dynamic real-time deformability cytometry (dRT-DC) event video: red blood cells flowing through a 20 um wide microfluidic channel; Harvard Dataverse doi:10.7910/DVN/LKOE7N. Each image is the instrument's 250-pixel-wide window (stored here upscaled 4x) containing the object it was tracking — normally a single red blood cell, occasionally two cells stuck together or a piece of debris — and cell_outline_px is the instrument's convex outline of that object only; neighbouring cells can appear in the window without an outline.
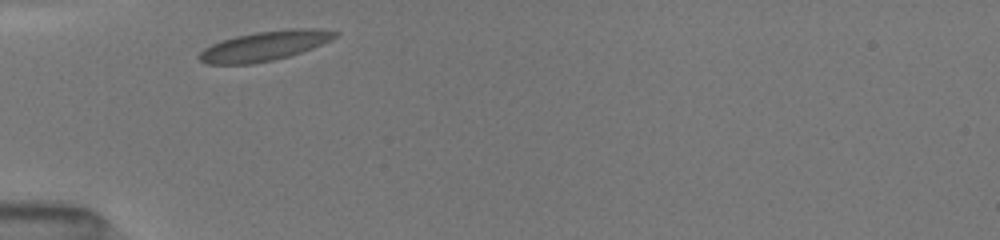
{"species": "common noctule bat (a hibernating species)", "species_latin": "Nyctalus noctula", "temperature_condition": "room temperature", "stored_images_in_passage": 3, "camera_frame_rate_fps": 3000, "um_per_image_px": 0.085, "animal": {"sex": "female", "body_mass_g": 19.5, "forearm_length_mm": 54.1}, "frame": {"image": 1, "passage_image": 1, "time_ms": 0.0, "image_size_px": [1000, 240], "cell_outline_px": [[340, 32], [332, 40], [312, 48], [288, 56], [272, 60], [252, 64], [208, 64], [200, 60], [196, 56], [204, 48], [212, 44], [236, 36], [256, 32], [288, 28], [320, 28]], "centroid_in_image_um": [22.52, 3.89], "position_along_channel_um": 62.5, "area_um2": 23.47}}
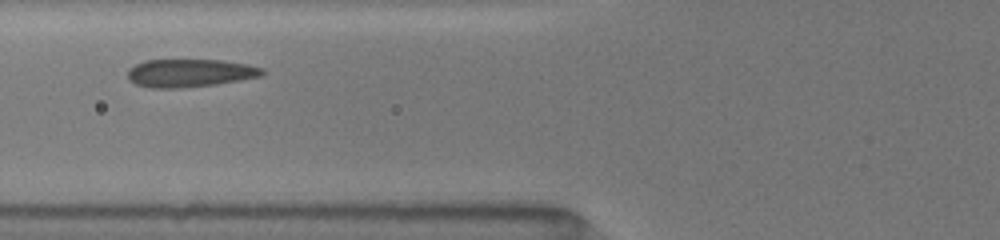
{"frame": {"image": 2, "passage_image": 2, "time_ms": 1.333, "image_size_px": [1000, 240], "cell_outline_px": [[268, 72], [264, 76], [216, 84], [180, 88], [148, 88], [136, 84], [128, 80], [128, 68], [144, 60], [220, 60], [248, 64], [264, 68]], "centroid_in_image_um": [16.17, 6.21], "position_along_channel_um": 109.6, "area_um2": 22.25}}